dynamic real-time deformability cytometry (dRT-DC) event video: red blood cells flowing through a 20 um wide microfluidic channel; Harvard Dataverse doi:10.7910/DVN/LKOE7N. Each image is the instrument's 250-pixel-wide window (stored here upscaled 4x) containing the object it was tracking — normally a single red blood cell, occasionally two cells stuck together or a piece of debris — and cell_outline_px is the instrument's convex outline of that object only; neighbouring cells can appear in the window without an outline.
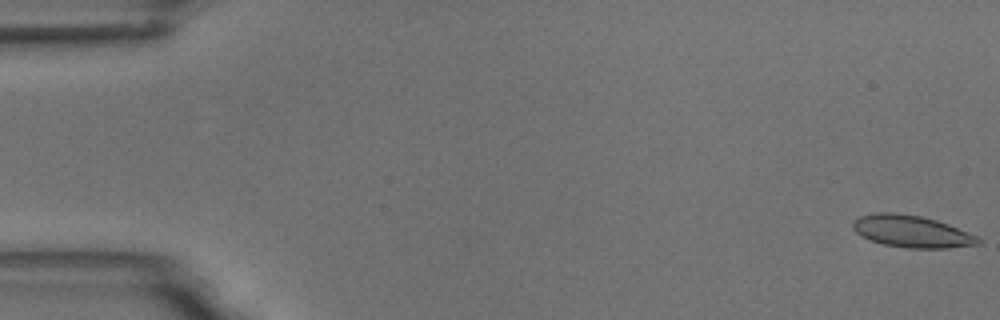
{"species": "common noctule bat (a hibernating species)", "species_latin": "Nyctalus noctula", "temperature_condition": "room temperature", "stored_images_in_passage": 12, "camera_frame_rate_fps": 3000, "um_per_image_px": 0.085, "animal": {"sex": "male", "body_mass_g": 18.8}, "frame": {"image": 1, "passage_image": 1, "time_ms": 0.0, "image_size_px": [1000, 320], "cell_outline_px": [[980, 244], [948, 248], [908, 248], [884, 244], [872, 240], [856, 232], [852, 228], [852, 220], [860, 216], [876, 212], [896, 212], [920, 216], [936, 220], [948, 224], [976, 236], [980, 240]], "centroid_in_image_um": [77.46, 19.66], "position_along_channel_um": 7.5, "area_um2": 23.18}}